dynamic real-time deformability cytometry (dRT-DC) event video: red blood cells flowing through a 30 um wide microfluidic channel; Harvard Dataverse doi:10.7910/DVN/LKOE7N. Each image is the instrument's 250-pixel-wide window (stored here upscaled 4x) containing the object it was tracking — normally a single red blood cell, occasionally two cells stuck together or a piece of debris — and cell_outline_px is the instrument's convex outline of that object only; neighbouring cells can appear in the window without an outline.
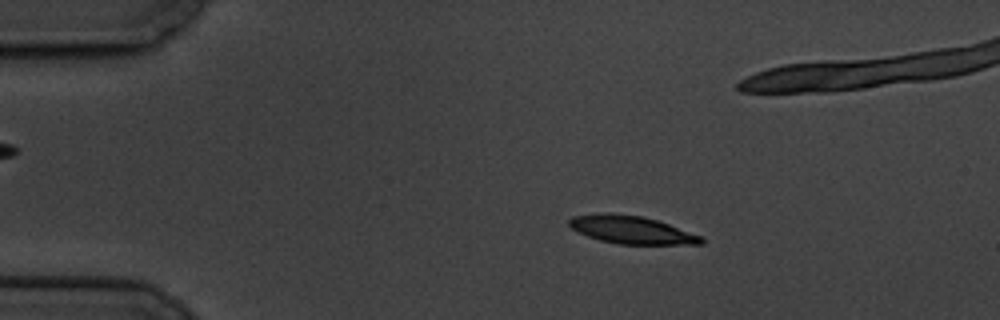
{"species": "common noctule bat (a hibernating species)", "species_latin": "Nyctalus noctula", "temperature_condition": "cold", "stored_images_in_passage": 7, "camera_frame_rate_fps": 3000, "um_per_image_px": 0.085, "animal": {"sex": "male", "body_mass_g": 19.5, "forearm_length_mm": 54.6}, "frame": {"image": 1, "passage_image": 3, "time_ms": 2.667, "image_size_px": [1000, 320], "cell_outline_px": [[704, 244], [620, 244], [600, 240], [576, 232], [568, 224], [568, 220], [572, 216], [600, 212], [612, 212], [644, 216], [704, 236]], "centroid_in_image_um": [53.66, 19.52], "position_along_channel_um": 31.3, "area_um2": 21.73}}
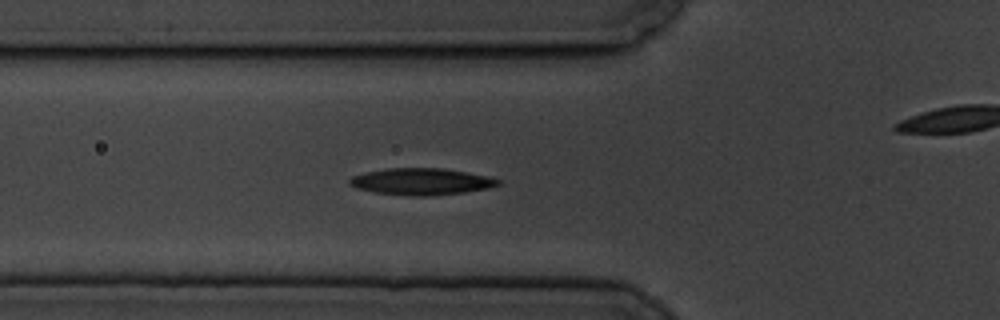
{"frame": {"image": 2, "passage_image": 6, "time_ms": 6.0, "image_size_px": [1000, 320], "cell_outline_px": [[500, 184], [488, 188], [464, 192], [428, 196], [412, 196], [376, 192], [356, 188], [348, 184], [348, 180], [352, 176], [364, 172], [388, 168], [444, 168], [488, 176], [500, 180]], "centroid_in_image_um": [35.79, 15.43], "position_along_channel_um": 90.0, "area_um2": 23.06}}